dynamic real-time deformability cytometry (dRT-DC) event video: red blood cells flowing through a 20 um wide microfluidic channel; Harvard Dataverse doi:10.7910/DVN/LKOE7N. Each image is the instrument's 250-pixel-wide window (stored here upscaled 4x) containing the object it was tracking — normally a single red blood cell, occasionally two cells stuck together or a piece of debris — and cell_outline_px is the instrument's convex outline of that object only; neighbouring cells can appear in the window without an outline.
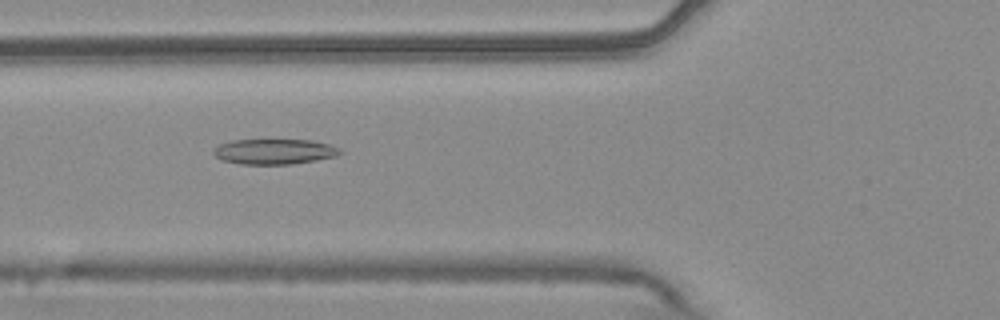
{"species": "common noctule bat (a hibernating species)", "species_latin": "Nyctalus noctula", "temperature_condition": "warm", "stored_images_in_passage": 54, "camera_frame_rate_fps": 3000, "um_per_image_px": 0.085, "animal": {"sex": "male", "body_mass_g": 20.4}, "frame": {"image": 1, "passage_image": 20, "time_ms": 6.333, "image_size_px": [1000, 320], "cell_outline_px": [[340, 152], [336, 156], [316, 160], [292, 164], [240, 164], [224, 160], [216, 156], [212, 152], [212, 148], [220, 144], [232, 140], [312, 140], [328, 144], [340, 148]], "centroid_in_image_um": [23.29, 12.88], "position_along_channel_um": 102.5, "area_um2": 18.55}}
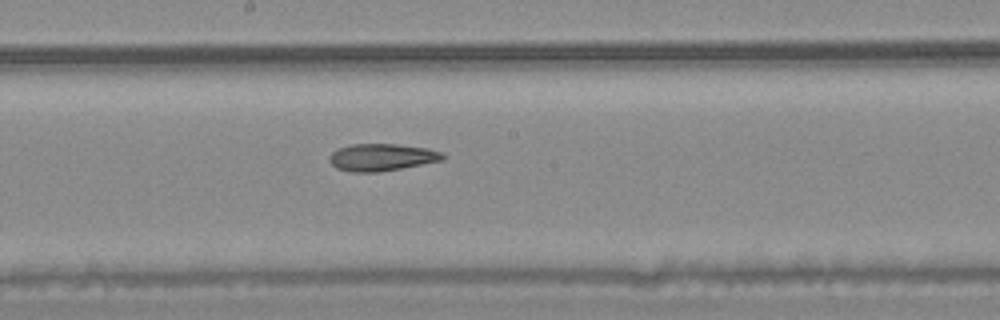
{"frame": {"image": 2, "passage_image": 29, "time_ms": 9.333, "image_size_px": [1000, 320], "cell_outline_px": [[448, 156], [444, 160], [380, 172], [348, 172], [336, 168], [328, 160], [328, 156], [332, 152], [340, 148], [352, 144], [396, 144], [428, 148], [440, 152]], "centroid_in_image_um": [32.45, 13.37], "position_along_channel_um": 215.8, "area_um2": 18.09}}
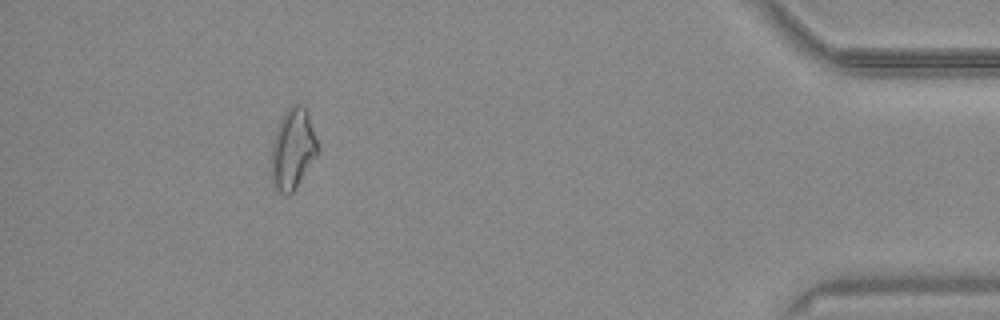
{"frame": {"image": 3, "passage_image": 49, "time_ms": 16.0, "image_size_px": [1000, 320], "cell_outline_px": [[320, 148], [316, 156], [296, 188], [288, 196], [284, 196], [272, 188], [272, 144], [280, 120], [284, 112], [292, 104], [300, 104], [308, 112]], "centroid_in_image_um": [24.89, 12.7], "position_along_channel_um": 410.3, "area_um2": 21.91}, "authors_computed_cell_mechanics": {"area_um2": 20.1433, "velocity_mm_per_s": 3.7672, "shape_relaxation_time_tau1_ms": null, "shape_relaxation_time_tau2_ms": 7.746, "deformation_change_tau1": null, "deformation_change_tau2": 0.169}}